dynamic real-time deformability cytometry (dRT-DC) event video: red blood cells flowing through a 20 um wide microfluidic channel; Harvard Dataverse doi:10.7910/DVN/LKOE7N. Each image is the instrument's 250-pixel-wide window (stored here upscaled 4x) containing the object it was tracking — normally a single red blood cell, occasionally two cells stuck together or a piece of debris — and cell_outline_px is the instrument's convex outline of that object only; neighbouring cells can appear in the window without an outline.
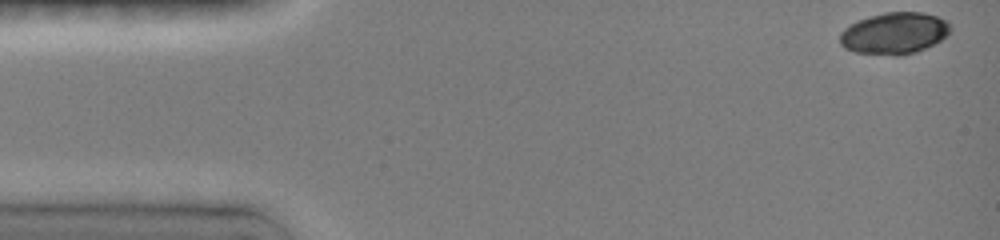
{"species": "common noctule bat (a hibernating species)", "species_latin": "Nyctalus noctula", "temperature_condition": "room temperature", "stored_images_in_passage": 14, "camera_frame_rate_fps": 3000, "um_per_image_px": 0.085, "animal": {"sex": "female", "body_mass_g": 19.0, "forearm_length_mm": 51.5}, "frame": {"image": 1, "passage_image": 1, "time_ms": 0.0, "image_size_px": [1000, 240], "cell_outline_px": [[952, 28], [940, 40], [916, 52], [900, 56], [896, 56], [856, 52], [844, 48], [840, 44], [840, 32], [844, 28], [860, 20], [884, 12], [920, 12], [936, 16], [952, 24]], "centroid_in_image_um": [76.01, 2.84], "position_along_channel_um": 9.0, "area_um2": 26.59}}
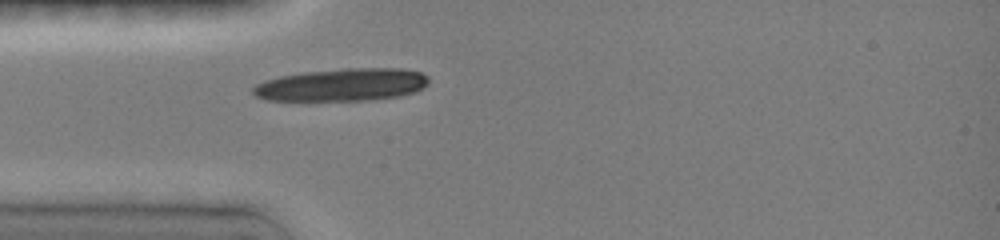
{"frame": {"image": 2, "passage_image": 11, "time_ms": 4.0, "image_size_px": [1000, 240], "cell_outline_px": [[428, 80], [420, 88], [412, 92], [400, 96], [372, 100], [268, 100], [256, 96], [252, 92], [252, 88], [256, 84], [264, 80], [280, 76], [300, 72], [344, 68], [400, 68], [420, 72], [428, 76]], "centroid_in_image_um": [29.03, 7.2], "position_along_channel_um": 56.0, "area_um2": 33.29}}